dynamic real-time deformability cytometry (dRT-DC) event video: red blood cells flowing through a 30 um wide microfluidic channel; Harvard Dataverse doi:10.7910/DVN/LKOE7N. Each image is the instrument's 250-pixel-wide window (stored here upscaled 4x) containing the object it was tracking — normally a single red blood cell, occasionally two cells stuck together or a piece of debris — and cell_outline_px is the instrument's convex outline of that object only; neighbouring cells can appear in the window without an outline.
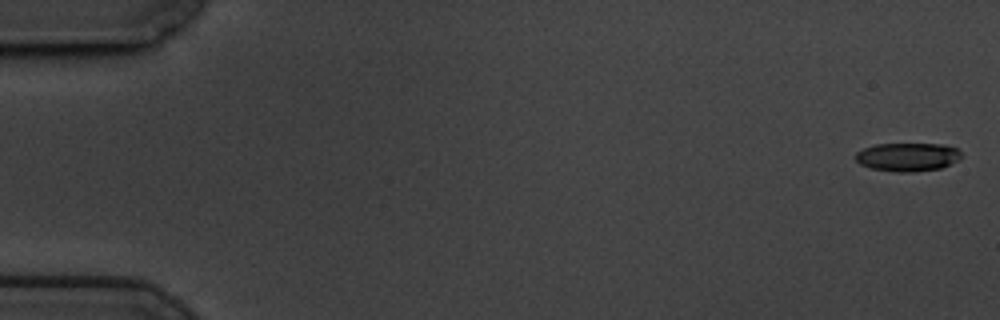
{"species": "common noctule bat (a hibernating species)", "species_latin": "Nyctalus noctula", "temperature_condition": "cold", "stored_images_in_passage": 7, "camera_frame_rate_fps": 3000, "um_per_image_px": 0.085, "animal": {"sex": "male", "body_mass_g": 19.5, "forearm_length_mm": 54.6}, "frame": {"image": 1, "passage_image": 1, "time_ms": 0.0, "image_size_px": [1000, 320], "cell_outline_px": [[964, 156], [940, 168], [912, 172], [896, 172], [872, 168], [860, 164], [856, 160], [856, 152], [864, 148], [876, 144], [944, 144], [956, 148]], "centroid_in_image_um": [77.14, 13.33], "position_along_channel_um": 7.9, "area_um2": 17.4}}
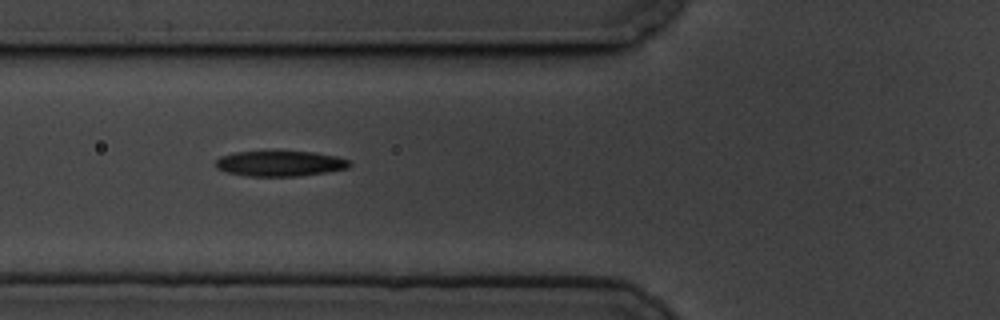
{"frame": {"image": 2, "passage_image": 7, "time_ms": 2.0, "image_size_px": [1000, 320], "cell_outline_px": [[352, 164], [348, 168], [300, 176], [248, 176], [228, 172], [216, 168], [216, 160], [220, 156], [232, 152], [316, 152], [336, 156], [348, 160]], "centroid_in_image_um": [23.8, 13.9], "position_along_channel_um": 102.0, "area_um2": 19.65}}